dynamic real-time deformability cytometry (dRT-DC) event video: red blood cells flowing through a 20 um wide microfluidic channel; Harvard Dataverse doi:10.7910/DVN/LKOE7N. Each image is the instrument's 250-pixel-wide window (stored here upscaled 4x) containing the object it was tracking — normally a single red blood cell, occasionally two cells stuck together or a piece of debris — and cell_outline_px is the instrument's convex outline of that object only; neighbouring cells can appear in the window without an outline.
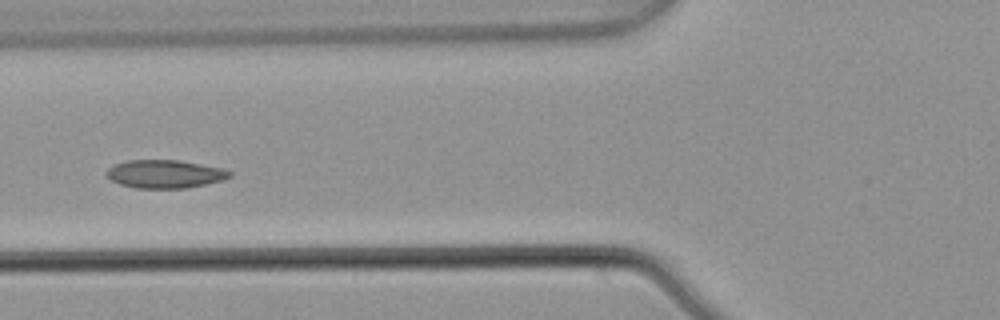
{"species": "common noctule bat (a hibernating species)", "species_latin": "Nyctalus noctula", "temperature_condition": "warm", "stored_images_in_passage": 6, "camera_frame_rate_fps": 3000, "um_per_image_px": 0.085, "animal": {"sex": "male", "body_mass_g": 21.5, "forearm_length_mm": 52.0}, "frame": {"image": 1, "passage_image": 4, "time_ms": 1.0, "image_size_px": [1000, 320], "cell_outline_px": [[232, 176], [224, 180], [188, 188], [136, 188], [120, 184], [104, 176], [104, 172], [112, 164], [128, 160], [180, 160], [224, 168], [232, 172]], "centroid_in_image_um": [14.01, 14.78], "position_along_channel_um": 111.8, "area_um2": 20.58}}
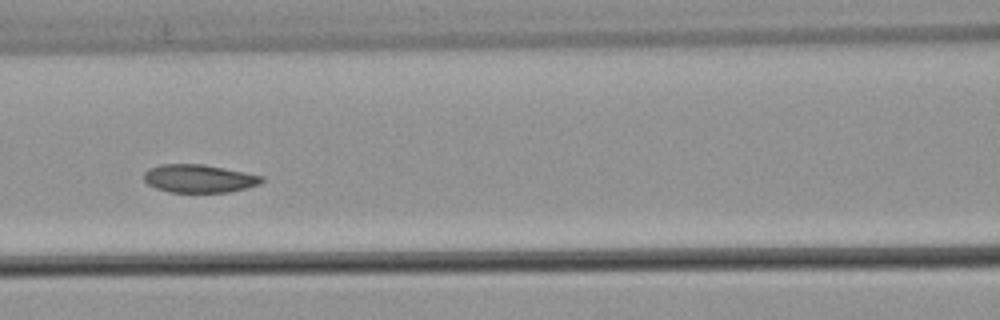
{"frame": {"image": 2, "passage_image": 5, "time_ms": 1.333, "image_size_px": [1000, 320], "cell_outline_px": [[264, 180], [260, 184], [228, 192], [168, 192], [156, 188], [148, 184], [144, 180], [144, 172], [148, 168], [160, 164], [204, 164], [264, 176]], "centroid_in_image_um": [16.9, 15.17], "position_along_channel_um": 149.7, "area_um2": 19.31}}